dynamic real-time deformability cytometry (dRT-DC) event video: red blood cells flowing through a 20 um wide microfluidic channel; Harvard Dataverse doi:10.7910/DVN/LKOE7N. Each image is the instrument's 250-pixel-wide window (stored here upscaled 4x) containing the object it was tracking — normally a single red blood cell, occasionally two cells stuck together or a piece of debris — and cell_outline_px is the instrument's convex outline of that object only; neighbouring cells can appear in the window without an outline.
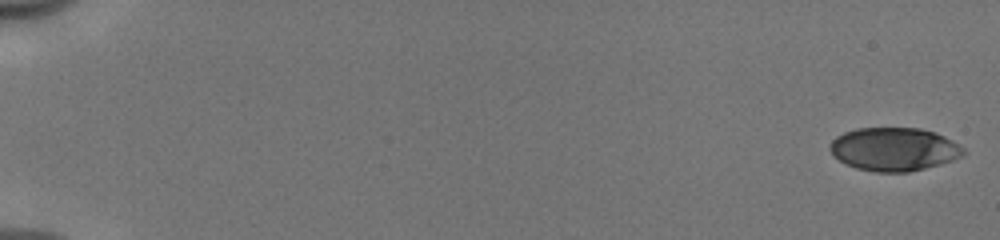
{"species": "human", "species_latin": "Homo sapiens", "temperature_condition": "cold", "stored_images_in_passage": 53, "camera_frame_rate_fps": 3000, "um_per_image_px": 0.085, "donor": {"sex": "male"}, "frame": {"image": 1, "passage_image": 1, "time_ms": 0.0, "image_size_px": [1000, 240], "cell_outline_px": [[968, 152], [964, 156], [952, 160], [924, 168], [908, 172], [876, 172], [856, 168], [840, 160], [828, 148], [828, 144], [836, 136], [844, 132], [856, 128], [920, 128], [936, 132], [952, 140], [964, 148]], "centroid_in_image_um": [76.01, 12.67], "position_along_channel_um": 9.0, "area_um2": 33.76}}
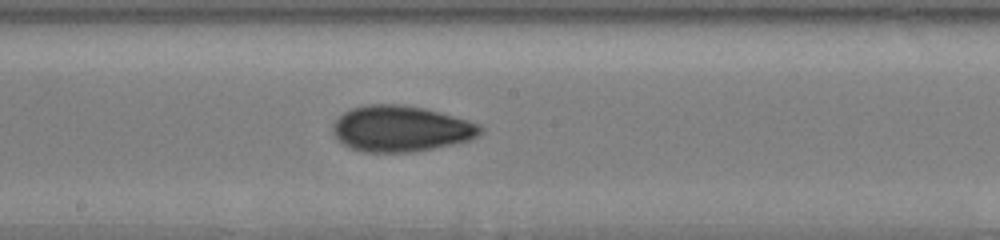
{"frame": {"image": 2, "passage_image": 31, "time_ms": 10.0, "image_size_px": [1000, 240], "cell_outline_px": [[484, 132], [468, 140], [452, 144], [416, 152], [364, 152], [352, 148], [344, 144], [332, 132], [332, 124], [344, 112], [352, 108], [368, 104], [400, 104], [424, 108], [440, 112], [468, 120], [480, 124], [484, 128]], "centroid_in_image_um": [34.09, 10.93], "position_along_channel_um": 214.1, "area_um2": 39.48}}
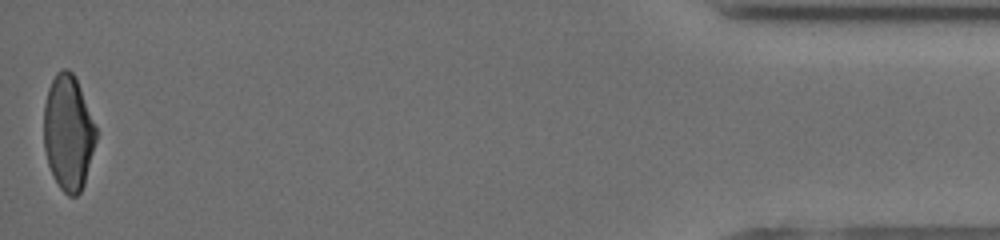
{"frame": {"image": 3, "passage_image": 53, "time_ms": 17.333, "image_size_px": [1000, 240], "cell_outline_px": [[96, 140], [84, 184], [80, 192], [76, 196], [68, 196], [60, 188], [48, 164], [44, 148], [44, 104], [48, 88], [56, 72], [64, 68], [68, 68], [76, 76], [96, 128]], "centroid_in_image_um": [5.79, 11.25], "position_along_channel_um": 429.4, "area_um2": 34.97}, "authors_computed_cell_mechanics": {"area_um2": 36.703, "velocity_mm_per_s": 3.983, "shape_relaxation_time_tau1_ms": 4.5366, "shape_relaxation_time_tau2_ms": 2.9153, "deformation_change_tau1": 0.147, "deformation_change_tau2": 0.0875}}